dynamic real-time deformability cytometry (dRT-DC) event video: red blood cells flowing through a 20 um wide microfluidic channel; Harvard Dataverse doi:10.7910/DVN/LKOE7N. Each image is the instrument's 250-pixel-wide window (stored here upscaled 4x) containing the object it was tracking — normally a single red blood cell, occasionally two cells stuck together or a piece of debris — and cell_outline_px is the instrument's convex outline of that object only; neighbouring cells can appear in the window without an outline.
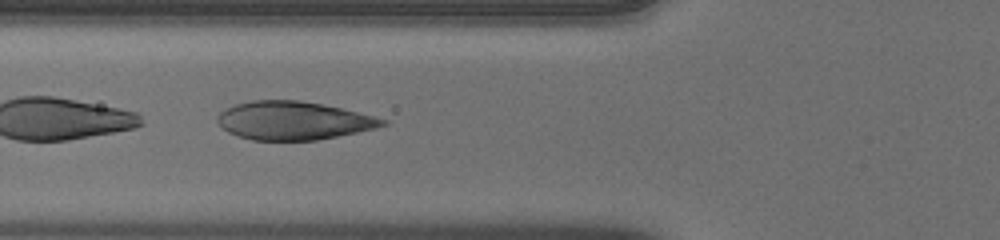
{"species": "human", "species_latin": "Homo sapiens", "temperature_condition": "warm", "stored_images_in_passage": 49, "camera_frame_rate_fps": 3000, "um_per_image_px": 0.085, "donor": {"sex": "male"}, "frame": {"image": 1, "passage_image": 19, "time_ms": 6.0, "image_size_px": [1000, 240], "cell_outline_px": [[388, 124], [376, 128], [316, 140], [252, 140], [228, 132], [216, 120], [216, 116], [220, 112], [236, 104], [252, 100], [300, 100], [340, 108], [388, 120]], "centroid_in_image_um": [24.92, 10.25], "position_along_channel_um": 100.9, "area_um2": 36.41}}
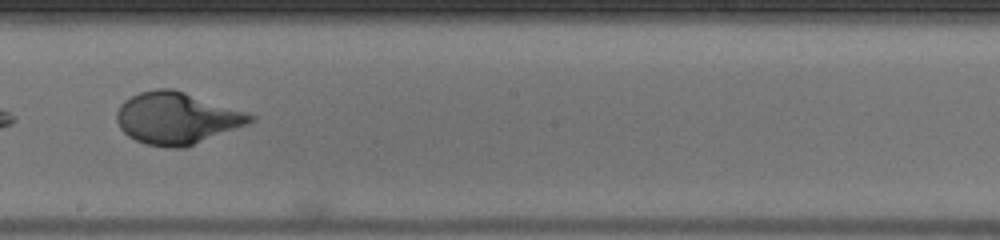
{"frame": {"image": 2, "passage_image": 29, "time_ms": 9.333, "image_size_px": [1000, 240], "cell_outline_px": [[256, 120], [248, 124], [184, 148], [172, 148], [148, 144], [136, 140], [128, 136], [120, 128], [116, 120], [116, 112], [120, 104], [124, 100], [140, 92], [156, 88], [172, 88], [256, 116]], "centroid_in_image_um": [14.99, 10.05], "position_along_channel_um": 233.2, "area_um2": 39.94}}
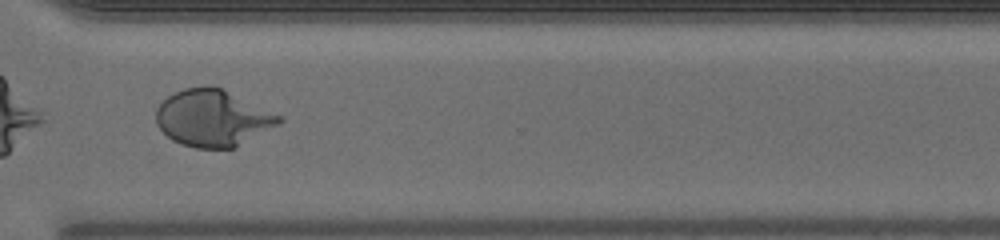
{"frame": {"image": 3, "passage_image": 38, "time_ms": 12.333, "image_size_px": [1000, 240], "cell_outline_px": [[284, 120], [280, 124], [232, 148], [196, 148], [180, 144], [172, 140], [156, 124], [156, 108], [168, 96], [184, 88], [208, 84], [212, 84], [280, 116]], "centroid_in_image_um": [18.04, 10.03], "position_along_channel_um": 352.6, "area_um2": 40.17}, "authors_computed_cell_mechanics": {"area_um2": 41.7894, "velocity_mm_per_s": 3.9651, "shape_relaxation_time_tau1_ms": 3.7705, "shape_relaxation_time_tau2_ms": null, "deformation_change_tau1": 0.2535, "deformation_change_tau2": null}}